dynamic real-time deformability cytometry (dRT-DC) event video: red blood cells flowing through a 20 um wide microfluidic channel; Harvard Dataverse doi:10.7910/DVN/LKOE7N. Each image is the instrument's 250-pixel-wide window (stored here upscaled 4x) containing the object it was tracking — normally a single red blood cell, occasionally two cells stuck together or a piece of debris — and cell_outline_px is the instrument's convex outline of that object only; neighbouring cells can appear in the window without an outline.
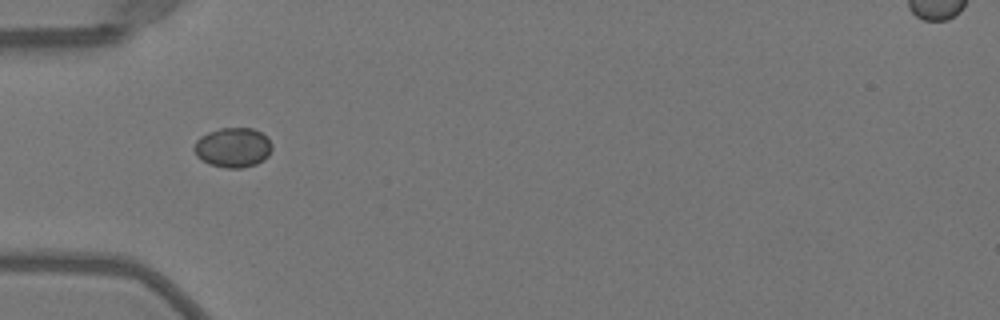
{"species": "Egyptian fruit bat (a non-hibernating species)", "species_latin": "Rousettus aegyptiacus", "temperature_condition": "warm", "stored_images_in_passage": 35, "camera_frame_rate_fps": 3000, "um_per_image_px": 0.085, "animal": {"sex": "female"}, "frame": {"image": 1, "passage_image": 1, "time_ms": 0.0, "image_size_px": [1000, 320], "cell_outline_px": [[272, 148], [268, 156], [264, 160], [256, 164], [240, 168], [228, 168], [208, 164], [196, 156], [192, 148], [196, 140], [200, 136], [208, 132], [220, 128], [252, 128], [260, 132], [272, 144]], "centroid_in_image_um": [19.77, 12.54], "position_along_channel_um": 65.2, "area_um2": 18.09}}
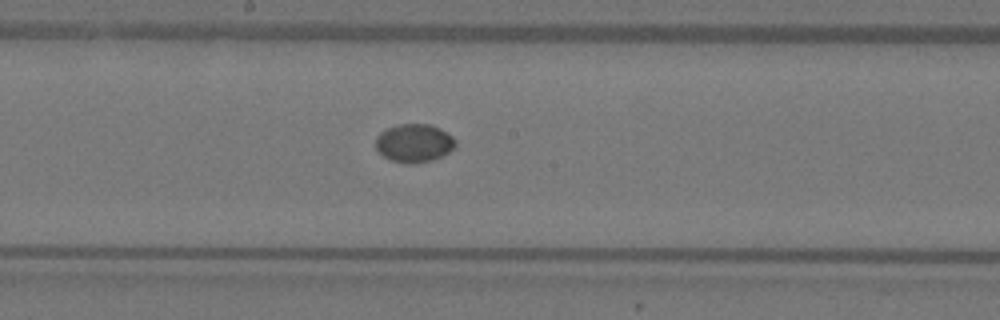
{"frame": {"image": 2, "passage_image": 12, "time_ms": 3.667, "image_size_px": [1000, 320], "cell_outline_px": [[456, 148], [432, 160], [416, 164], [408, 164], [392, 160], [384, 156], [376, 148], [376, 136], [380, 132], [396, 124], [428, 124], [440, 128], [452, 136], [456, 140]], "centroid_in_image_um": [35.21, 12.16], "position_along_channel_um": 213.0, "area_um2": 17.86}}
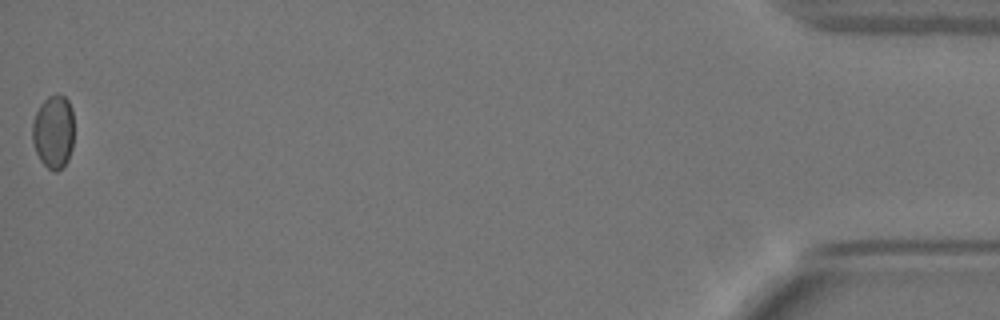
{"frame": {"image": 3, "passage_image": 35, "time_ms": 11.333, "image_size_px": [1000, 320], "cell_outline_px": [[72, 148], [68, 160], [56, 172], [52, 172], [40, 160], [36, 152], [32, 140], [32, 120], [40, 104], [48, 96], [56, 92], [64, 96], [68, 100], [72, 108]], "centroid_in_image_um": [4.52, 11.17], "position_along_channel_um": 430.7, "area_um2": 17.98}}